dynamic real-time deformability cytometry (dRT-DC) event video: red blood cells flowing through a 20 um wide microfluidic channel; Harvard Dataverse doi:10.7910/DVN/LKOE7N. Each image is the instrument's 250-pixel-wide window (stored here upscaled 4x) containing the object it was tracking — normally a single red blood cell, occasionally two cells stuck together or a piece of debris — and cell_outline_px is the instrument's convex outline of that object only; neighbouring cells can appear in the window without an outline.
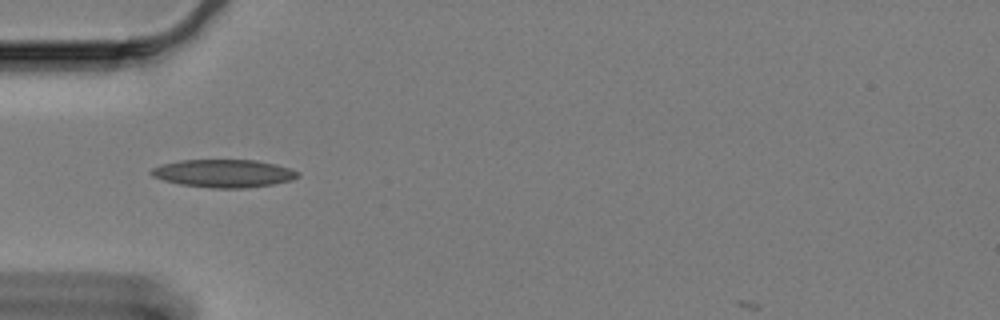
{"species": "Egyptian fruit bat (a non-hibernating species)", "species_latin": "Rousettus aegyptiacus", "temperature_condition": "cold", "stored_images_in_passage": 32, "camera_frame_rate_fps": 3000, "um_per_image_px": 0.085, "animal": {"sex": "female"}, "frame": {"image": 1, "passage_image": 5, "time_ms": 1.333, "image_size_px": [1000, 320], "cell_outline_px": [[300, 176], [292, 180], [272, 184], [248, 188], [212, 188], [180, 184], [164, 180], [152, 176], [148, 172], [152, 168], [160, 164], [180, 160], [256, 160], [276, 164], [300, 172]], "centroid_in_image_um": [19.0, 14.73], "position_along_channel_um": 66.0, "area_um2": 23.93}}
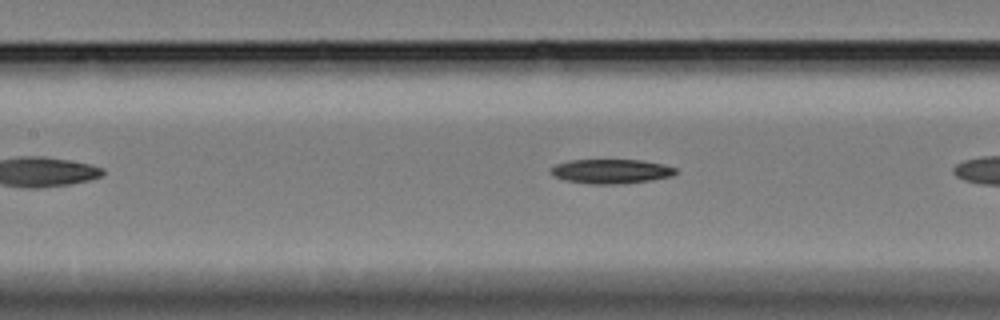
{"frame": {"image": 2, "passage_image": 10, "time_ms": 3.0, "image_size_px": [1000, 320], "cell_outline_px": [[676, 172], [672, 176], [652, 180], [624, 184], [592, 184], [564, 180], [552, 176], [548, 172], [556, 164], [568, 160], [640, 160], [664, 164], [676, 168]], "centroid_in_image_um": [51.92, 14.57], "position_along_channel_um": 155.5, "area_um2": 17.92}}
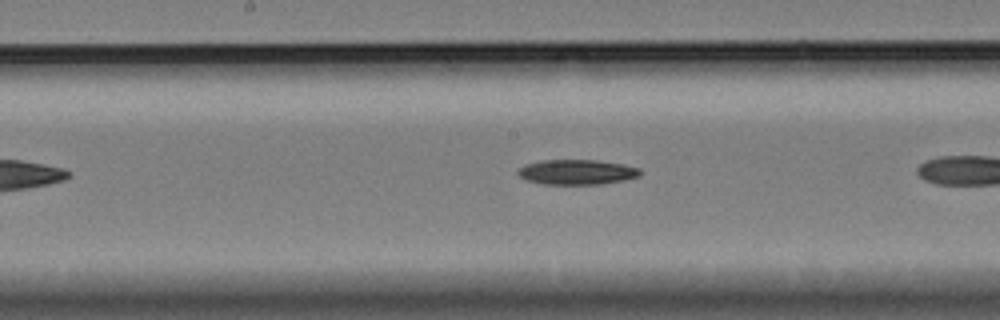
{"frame": {"image": 3, "passage_image": 14, "time_ms": 4.333, "image_size_px": [1000, 320], "cell_outline_px": [[640, 176], [624, 180], [600, 184], [540, 184], [524, 180], [516, 172], [520, 168], [528, 164], [544, 160], [592, 160], [624, 164], [640, 168]], "centroid_in_image_um": [49.03, 14.63], "position_along_channel_um": 199.2, "area_um2": 17.74}}